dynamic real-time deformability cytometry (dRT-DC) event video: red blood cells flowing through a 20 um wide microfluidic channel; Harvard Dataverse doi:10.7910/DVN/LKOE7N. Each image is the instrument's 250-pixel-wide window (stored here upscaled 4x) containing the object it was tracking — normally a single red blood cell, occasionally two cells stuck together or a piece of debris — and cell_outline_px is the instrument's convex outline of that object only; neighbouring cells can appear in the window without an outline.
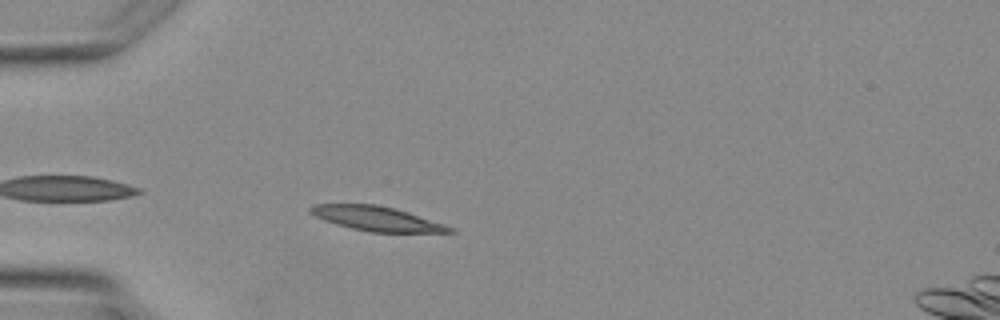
{"species": "Egyptian fruit bat (a non-hibernating species)", "species_latin": "Rousettus aegyptiacus", "temperature_condition": "warm", "stored_images_in_passage": 2, "camera_frame_rate_fps": 3000, "um_per_image_px": 0.085, "animal": {"sex": "female"}, "frame": {"image": 1, "passage_image": 2, "time_ms": 1.333, "image_size_px": [1000, 320], "cell_outline_px": [[456, 232], [372, 232], [352, 228], [336, 224], [324, 220], [308, 212], [308, 208], [312, 204], [376, 204], [396, 208], [444, 224], [452, 228]], "centroid_in_image_um": [31.98, 18.57], "position_along_channel_um": 53.0, "area_um2": 19.71}}